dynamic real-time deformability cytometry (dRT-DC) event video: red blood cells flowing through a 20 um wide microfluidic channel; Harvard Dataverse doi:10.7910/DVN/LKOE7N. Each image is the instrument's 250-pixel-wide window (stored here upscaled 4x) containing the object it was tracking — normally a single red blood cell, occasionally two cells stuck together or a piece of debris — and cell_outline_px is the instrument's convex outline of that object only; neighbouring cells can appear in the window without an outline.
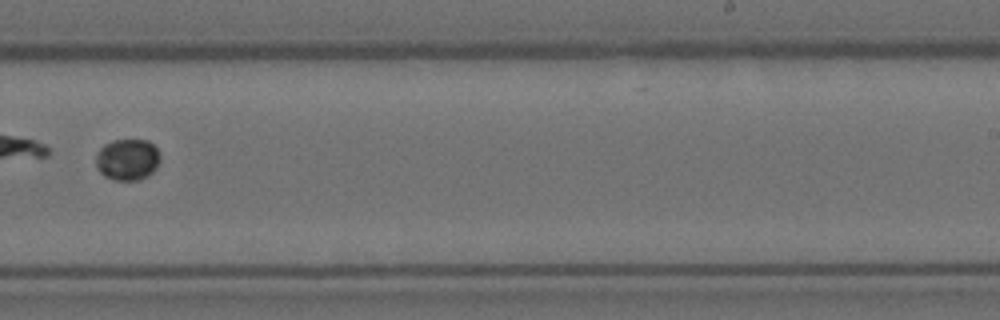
{"species": "Egyptian fruit bat (a non-hibernating species)", "species_latin": "Rousettus aegyptiacus", "temperature_condition": "room temperature", "stored_images_in_passage": 10, "camera_frame_rate_fps": 3000, "um_per_image_px": 0.085, "animal": {"sex": "female"}, "frame": {"image": 1, "passage_image": 10, "time_ms": 3.0, "image_size_px": [1000, 320], "cell_outline_px": [[160, 160], [156, 168], [148, 176], [140, 180], [112, 180], [104, 176], [96, 168], [96, 156], [100, 148], [104, 144], [112, 140], [148, 140], [160, 152]], "centroid_in_image_um": [10.83, 13.57], "position_along_channel_um": 278.2, "area_um2": 15.72}}